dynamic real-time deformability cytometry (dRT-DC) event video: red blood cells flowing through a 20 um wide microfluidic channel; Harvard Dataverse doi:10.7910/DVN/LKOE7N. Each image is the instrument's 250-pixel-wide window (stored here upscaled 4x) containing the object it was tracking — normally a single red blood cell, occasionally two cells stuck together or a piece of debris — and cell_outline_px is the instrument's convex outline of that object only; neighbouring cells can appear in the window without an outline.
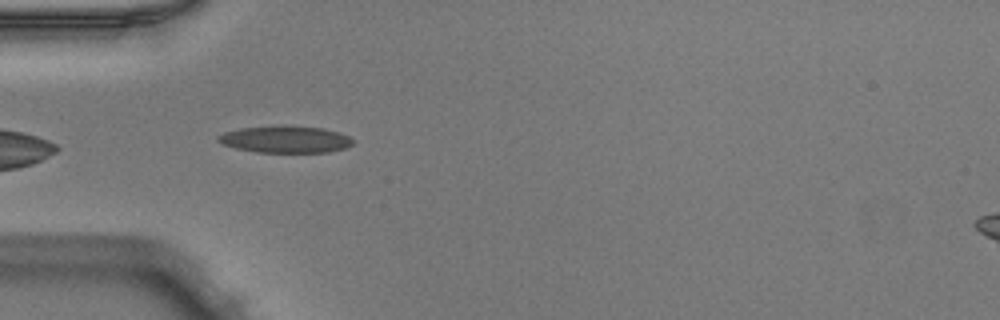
{"species": "Egyptian fruit bat (a non-hibernating species)", "species_latin": "Rousettus aegyptiacus", "temperature_condition": "warm", "stored_images_in_passage": 4, "camera_frame_rate_fps": 3000, "um_per_image_px": 0.085, "animal": {"sex": "male"}, "frame": {"image": 1, "passage_image": 1, "time_ms": 0.0, "image_size_px": [1000, 320], "cell_outline_px": [[352, 144], [344, 148], [328, 152], [256, 152], [236, 148], [224, 144], [216, 140], [216, 136], [224, 132], [240, 128], [324, 128], [348, 136], [352, 140]], "centroid_in_image_um": [24.22, 11.89], "position_along_channel_um": 60.8, "area_um2": 20.06}}